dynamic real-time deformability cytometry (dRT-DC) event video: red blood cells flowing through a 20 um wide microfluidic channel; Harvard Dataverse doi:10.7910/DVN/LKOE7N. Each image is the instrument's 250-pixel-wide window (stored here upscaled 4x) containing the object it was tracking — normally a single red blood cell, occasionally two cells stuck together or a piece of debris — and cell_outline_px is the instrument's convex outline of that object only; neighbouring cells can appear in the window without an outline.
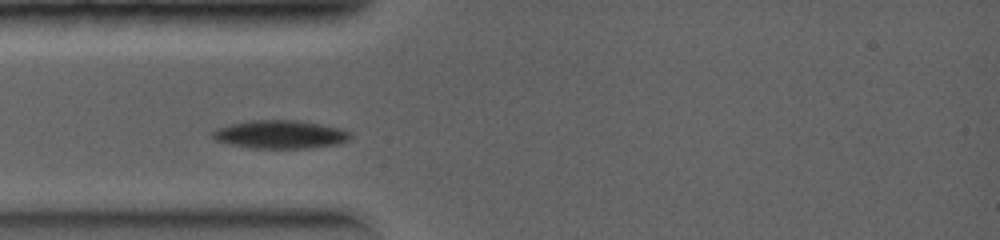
{"species": "common noctule bat (a hibernating species)", "species_latin": "Nyctalus noctula", "temperature_condition": "warm", "stored_images_in_passage": 3, "camera_frame_rate_fps": 5000, "um_per_image_px": 0.085, "animal": {"sex": "female", "body_mass_g": 19.0, "forearm_length_mm": 56.7}, "frame": {"image": 1, "passage_image": 1, "time_ms": 0.0, "image_size_px": [1000, 240], "cell_outline_px": [[352, 136], [348, 140], [340, 144], [308, 148], [252, 148], [232, 144], [216, 140], [212, 136], [212, 132], [216, 128], [232, 124], [252, 120], [300, 120], [344, 128], [352, 132]], "centroid_in_image_um": [23.91, 11.42], "position_along_channel_um": 61.1, "area_um2": 22.83}}